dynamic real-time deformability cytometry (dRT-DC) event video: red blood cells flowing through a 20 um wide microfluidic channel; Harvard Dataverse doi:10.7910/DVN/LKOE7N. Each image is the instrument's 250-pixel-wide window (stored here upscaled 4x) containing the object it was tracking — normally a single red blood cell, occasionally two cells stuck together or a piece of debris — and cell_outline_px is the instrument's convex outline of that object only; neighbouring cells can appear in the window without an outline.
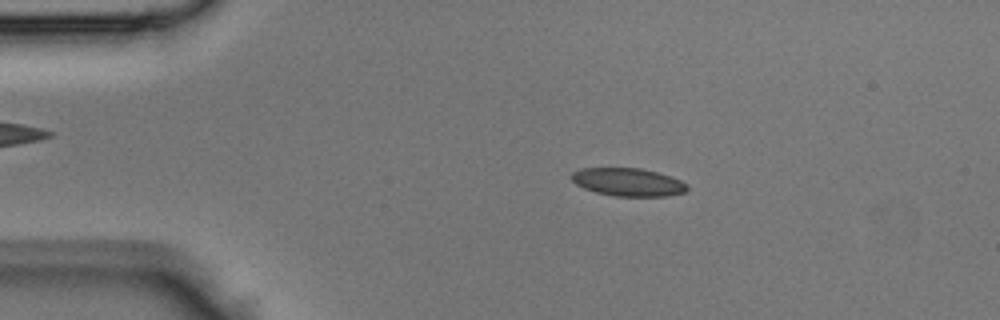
{"species": "Egyptian fruit bat (a non-hibernating species)", "species_latin": "Rousettus aegyptiacus", "temperature_condition": "room temperature", "stored_images_in_passage": 43, "camera_frame_rate_fps": 3000, "um_per_image_px": 0.085, "animal": {"sex": "male"}, "frame": {"image": 1, "passage_image": 8, "time_ms": 2.333, "image_size_px": [1000, 320], "cell_outline_px": [[688, 188], [684, 192], [668, 196], [616, 196], [596, 192], [584, 188], [576, 184], [572, 180], [572, 172], [580, 168], [640, 168], [656, 172], [680, 180], [688, 184]], "centroid_in_image_um": [53.38, 15.48], "position_along_channel_um": 31.6, "area_um2": 18.73}}
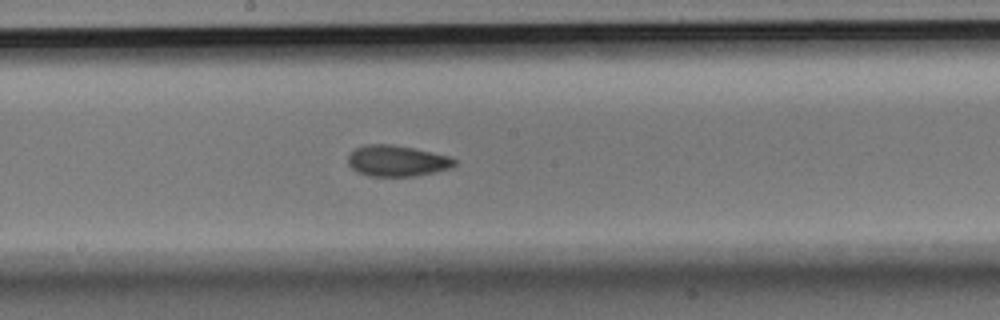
{"frame": {"image": 2, "passage_image": 23, "time_ms": 7.333, "image_size_px": [1000, 320], "cell_outline_px": [[456, 164], [448, 168], [436, 172], [416, 176], [368, 176], [356, 172], [348, 164], [348, 156], [356, 148], [364, 144], [392, 144], [412, 148], [448, 156], [456, 160]], "centroid_in_image_um": [33.7, 13.68], "position_along_channel_um": 214.5, "area_um2": 19.19}}
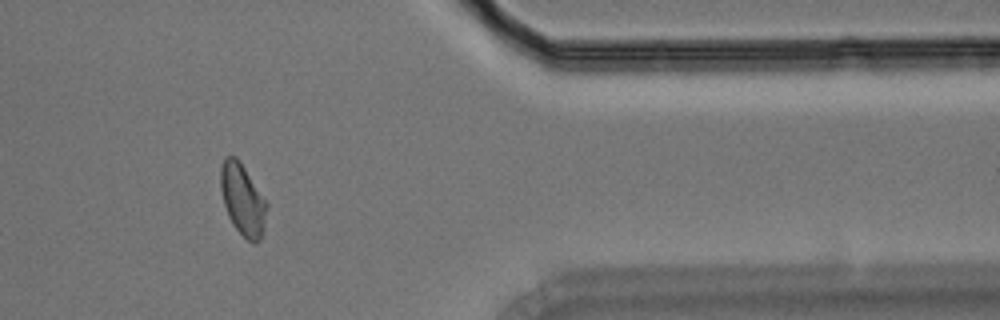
{"frame": {"image": 3, "passage_image": 36, "time_ms": 11.667, "image_size_px": [1000, 320], "cell_outline_px": [[268, 204], [264, 228], [260, 240], [256, 244], [252, 244], [232, 224], [228, 216], [224, 204], [220, 188], [220, 168], [224, 156], [236, 156], [240, 160]], "centroid_in_image_um": [20.62, 16.95], "position_along_channel_um": 390.8, "area_um2": 19.36}}